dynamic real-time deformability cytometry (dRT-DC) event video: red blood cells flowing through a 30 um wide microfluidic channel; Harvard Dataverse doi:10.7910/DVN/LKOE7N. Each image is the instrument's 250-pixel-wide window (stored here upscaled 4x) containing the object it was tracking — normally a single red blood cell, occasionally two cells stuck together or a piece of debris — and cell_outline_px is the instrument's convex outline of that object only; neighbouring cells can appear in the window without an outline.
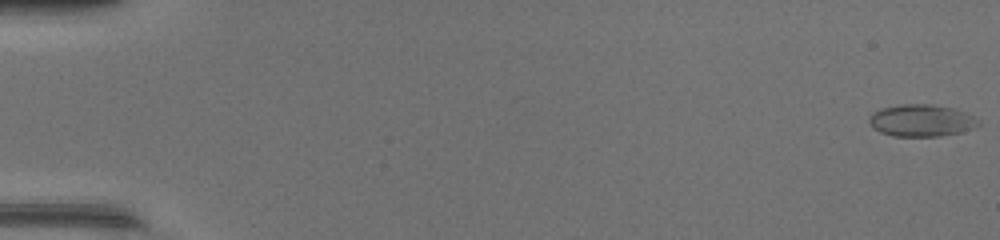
{"species": "common noctule bat (a hibernating species)", "species_latin": "Nyctalus noctula", "temperature_condition": "warm", "stored_images_in_passage": 49, "camera_frame_rate_fps": 3000, "um_per_image_px": 0.085, "animal": {"sex": "female", "body_mass_g": 17.0, "forearm_length_mm": 48.0}, "frame": {"image": 1, "passage_image": 1, "time_ms": 0.0, "image_size_px": [1000, 240], "cell_outline_px": [[980, 124], [972, 128], [960, 132], [940, 136], [892, 136], [880, 132], [872, 128], [868, 120], [868, 116], [872, 112], [880, 108], [900, 104], [932, 104], [956, 108], [980, 120]], "centroid_in_image_um": [78.28, 10.23], "position_along_channel_um": 6.7, "area_um2": 20.63}}
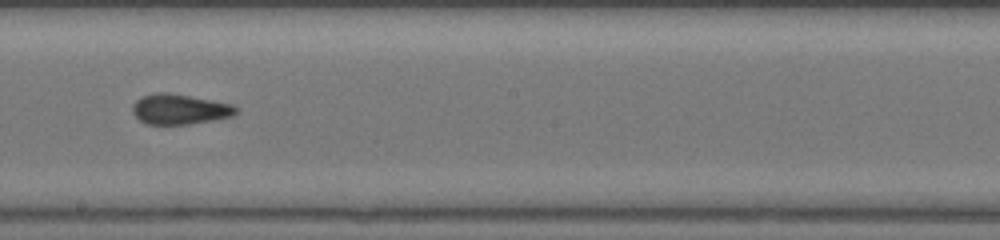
{"frame": {"image": 2, "passage_image": 29, "time_ms": 9.333, "image_size_px": [1000, 240], "cell_outline_px": [[240, 112], [232, 116], [212, 120], [188, 124], [144, 124], [132, 112], [132, 104], [136, 100], [144, 96], [156, 92], [168, 92], [232, 104], [240, 108]], "centroid_in_image_um": [15.29, 9.28], "position_along_channel_um": 232.9, "area_um2": 18.26}}
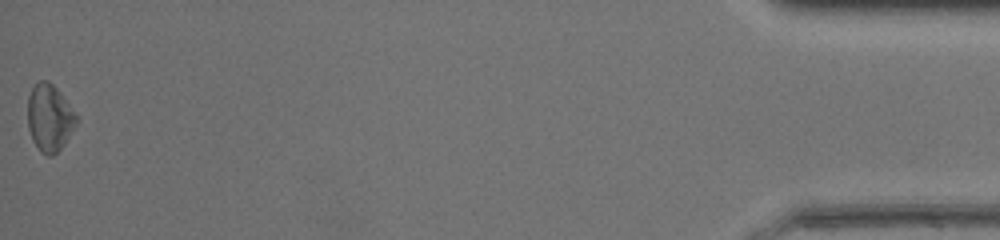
{"frame": {"image": 3, "passage_image": 49, "time_ms": 16.0, "image_size_px": [1000, 240], "cell_outline_px": [[80, 120], [64, 144], [52, 156], [48, 156], [40, 152], [32, 140], [28, 128], [28, 96], [32, 88], [40, 80], [48, 80], [56, 88], [80, 116]], "centroid_in_image_um": [4.24, 10.02], "position_along_channel_um": 431.0, "area_um2": 19.31}, "authors_computed_cell_mechanics": {"area_um2": 18.5538, "velocity_mm_per_s": 4.3937, "shape_relaxation_time_tau1_ms": null, "shape_relaxation_time_tau2_ms": 1.8114, "deformation_change_tau1": null, "deformation_change_tau2": 0.0519}}